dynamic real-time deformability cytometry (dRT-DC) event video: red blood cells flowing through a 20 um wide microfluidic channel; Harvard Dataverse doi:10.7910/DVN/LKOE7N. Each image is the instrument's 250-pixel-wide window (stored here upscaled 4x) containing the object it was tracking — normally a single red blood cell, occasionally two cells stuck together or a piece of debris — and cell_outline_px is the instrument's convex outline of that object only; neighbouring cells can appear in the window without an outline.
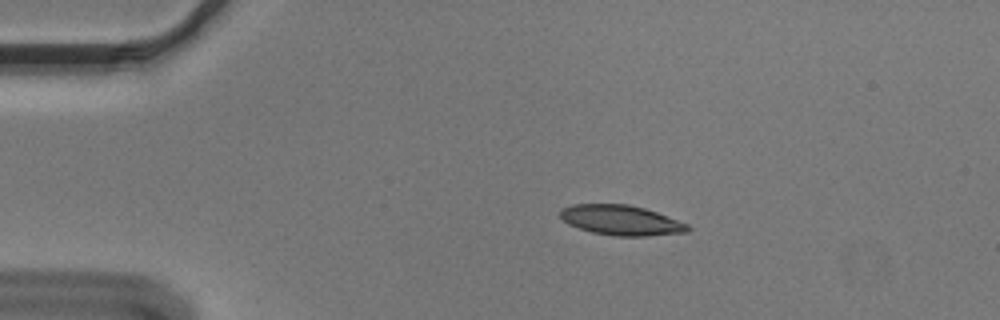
{"species": "Egyptian fruit bat (a non-hibernating species)", "species_latin": "Rousettus aegyptiacus", "temperature_condition": "cold", "stored_images_in_passage": 47, "camera_frame_rate_fps": 3000, "um_per_image_px": 0.085, "animal": {"sex": "male"}, "frame": {"image": 1, "passage_image": 3, "time_ms": 0.667, "image_size_px": [1000, 320], "cell_outline_px": [[692, 228], [688, 232], [648, 236], [616, 236], [592, 232], [568, 224], [560, 216], [560, 212], [564, 208], [572, 204], [628, 204], [644, 208], [668, 216], [688, 224]], "centroid_in_image_um": [52.83, 18.72], "position_along_channel_um": 32.2, "area_um2": 22.25}}
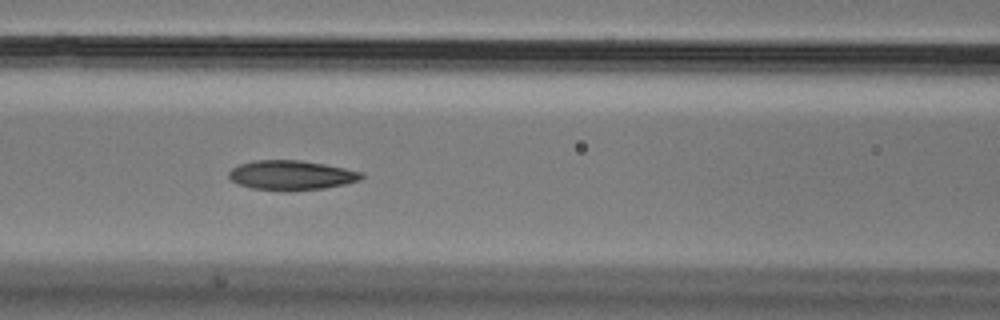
{"frame": {"image": 2, "passage_image": 16, "time_ms": 5.0, "image_size_px": [1000, 320], "cell_outline_px": [[364, 176], [360, 180], [344, 184], [324, 188], [292, 192], [284, 192], [252, 188], [240, 184], [232, 180], [228, 176], [228, 172], [232, 168], [240, 164], [256, 160], [300, 160], [324, 164], [364, 172]], "centroid_in_image_um": [24.77, 14.91], "position_along_channel_um": 141.8, "area_um2": 23.06}}
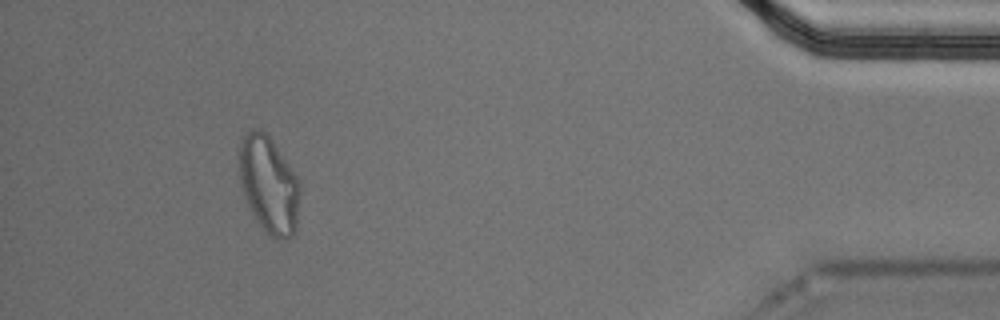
{"frame": {"image": 3, "passage_image": 43, "time_ms": 14.0, "image_size_px": [1000, 320], "cell_outline_px": [[300, 192], [296, 228], [292, 236], [284, 240], [276, 240], [260, 224], [252, 212], [244, 196], [240, 180], [240, 144], [244, 136], [252, 128], [260, 128], [272, 140], [300, 180]], "centroid_in_image_um": [22.88, 15.7], "position_along_channel_um": 412.3, "area_um2": 33.99}, "authors_computed_cell_mechanics": {"area_um2": 22.8888, "velocity_mm_per_s": 3.6326, "shape_relaxation_time_tau1_ms": 7.1358, "shape_relaxation_time_tau2_ms": 3.286, "deformation_change_tau1": 0.1733, "deformation_change_tau2": 0.0926}}